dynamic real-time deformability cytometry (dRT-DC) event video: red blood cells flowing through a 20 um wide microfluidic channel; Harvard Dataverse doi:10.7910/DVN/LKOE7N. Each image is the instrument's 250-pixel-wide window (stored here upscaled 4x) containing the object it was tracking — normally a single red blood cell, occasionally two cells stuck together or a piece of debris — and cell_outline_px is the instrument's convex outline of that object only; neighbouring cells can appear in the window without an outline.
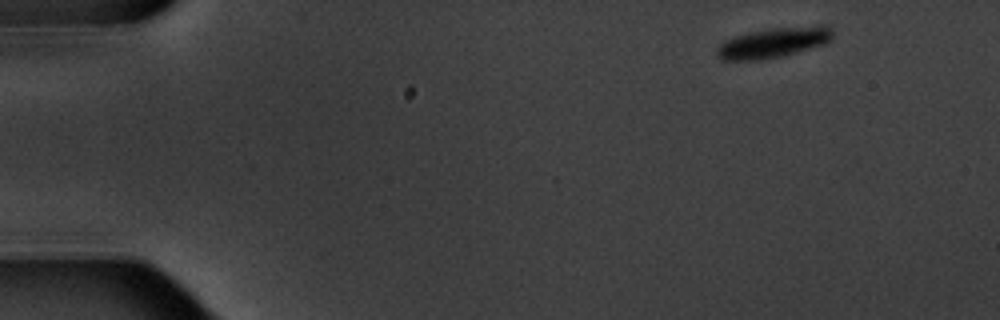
{"species": "common noctule bat (a hibernating species)", "species_latin": "Nyctalus noctula", "temperature_condition": "warm", "stored_images_in_passage": 14, "camera_frame_rate_fps": 3000, "um_per_image_px": 0.085, "animal": {"sex": "male", "body_mass_g": 20.1, "forearm_length_mm": 53.5}, "frame": {"image": 1, "passage_image": 1, "time_ms": 0.0, "image_size_px": [1000, 320], "cell_outline_px": [[832, 40], [824, 44], [780, 56], [756, 60], [720, 60], [716, 56], [716, 48], [724, 40], [732, 36], [772, 28], [816, 24], [828, 24], [832, 28]], "centroid_in_image_um": [65.76, 3.59], "position_along_channel_um": 19.2, "area_um2": 20.58}}
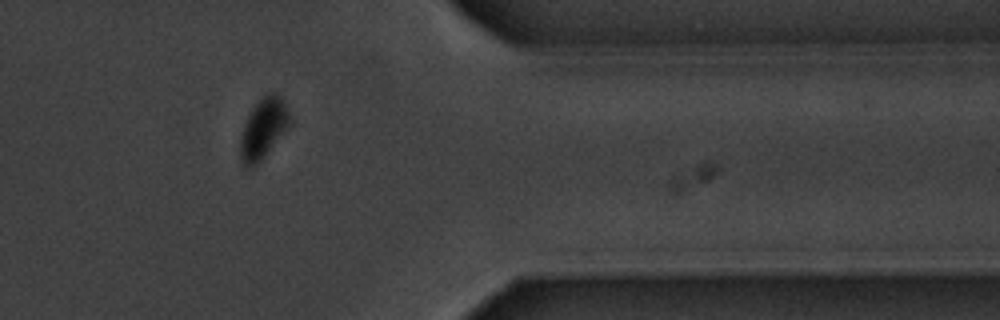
{"frame": {"image": 2, "passage_image": 12, "time_ms": 14.0, "image_size_px": [1000, 320], "cell_outline_px": [[292, 124], [260, 160], [252, 168], [244, 168], [240, 160], [240, 136], [244, 124], [252, 108], [268, 92], [276, 92], [280, 96], [292, 120]], "centroid_in_image_um": [22.38, 10.94], "position_along_channel_um": 389.0, "area_um2": 17.34}}
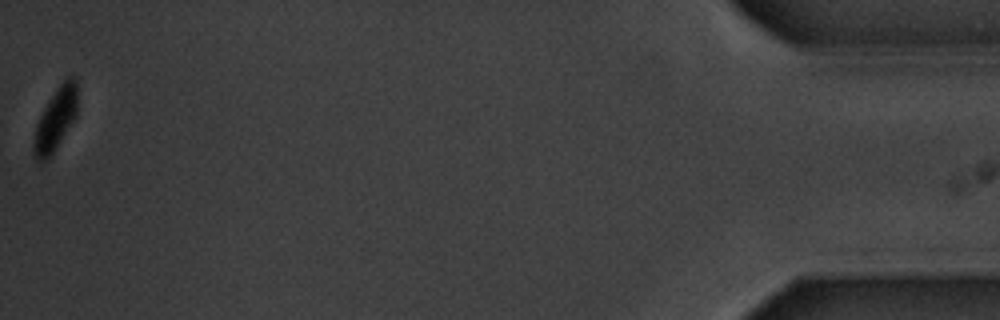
{"frame": {"image": 3, "passage_image": 14, "time_ms": 17.333, "image_size_px": [1000, 320], "cell_outline_px": [[76, 116], [52, 152], [44, 160], [36, 160], [32, 152], [32, 144], [36, 124], [48, 100], [56, 88], [68, 76], [72, 76], [76, 80]], "centroid_in_image_um": [4.69, 10.11], "position_along_channel_um": 430.5, "area_um2": 15.43}, "authors_computed_cell_mechanics": {"area_um2": 21.8484, "velocity_mm_per_s": 3.4956, "shape_relaxation_time_tau1_ms": 2.4578, "shape_relaxation_time_tau2_ms": null, "deformation_change_tau1": 0.122, "deformation_change_tau2": null}}